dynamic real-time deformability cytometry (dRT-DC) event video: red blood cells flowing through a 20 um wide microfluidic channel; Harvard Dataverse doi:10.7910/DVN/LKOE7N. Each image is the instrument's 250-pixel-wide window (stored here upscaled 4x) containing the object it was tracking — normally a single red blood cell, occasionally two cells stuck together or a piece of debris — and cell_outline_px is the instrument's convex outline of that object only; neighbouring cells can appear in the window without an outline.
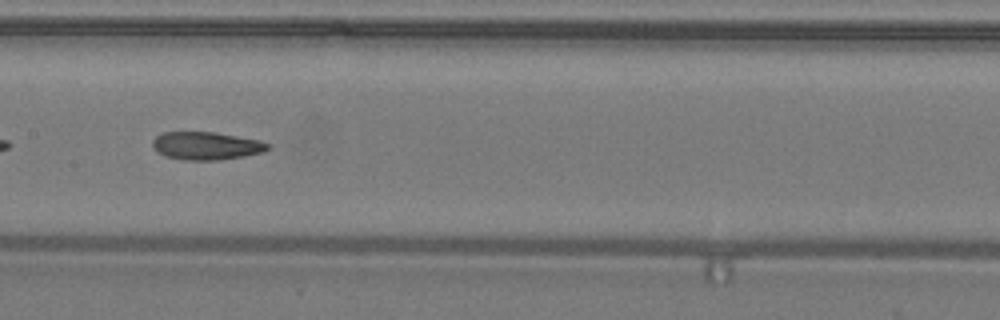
{"species": "common noctule bat (a hibernating species)", "species_latin": "Nyctalus noctula", "temperature_condition": "warm", "stored_images_in_passage": 36, "camera_frame_rate_fps": 3000, "um_per_image_px": 0.085, "animal": {"sex": "male", "body_mass_g": 19.2, "forearm_length_mm": 51.8}, "frame": {"image": 1, "passage_image": 21, "time_ms": 6.667, "image_size_px": [1000, 320], "cell_outline_px": [[268, 148], [264, 152], [244, 156], [220, 160], [184, 160], [164, 156], [152, 148], [152, 140], [156, 136], [164, 132], [216, 132], [260, 140], [268, 144]], "centroid_in_image_um": [17.5, 12.39], "position_along_channel_um": 189.9, "area_um2": 18.84}, "authors_computed_cell_mechanics": {"area_um2": 19.5075, "velocity_mm_per_s": 4.2879, "shape_relaxation_time_tau1_ms": null, "shape_relaxation_time_tau2_ms": 2.9072, "deformation_change_tau1": null, "deformation_change_tau2": 0.1147}}